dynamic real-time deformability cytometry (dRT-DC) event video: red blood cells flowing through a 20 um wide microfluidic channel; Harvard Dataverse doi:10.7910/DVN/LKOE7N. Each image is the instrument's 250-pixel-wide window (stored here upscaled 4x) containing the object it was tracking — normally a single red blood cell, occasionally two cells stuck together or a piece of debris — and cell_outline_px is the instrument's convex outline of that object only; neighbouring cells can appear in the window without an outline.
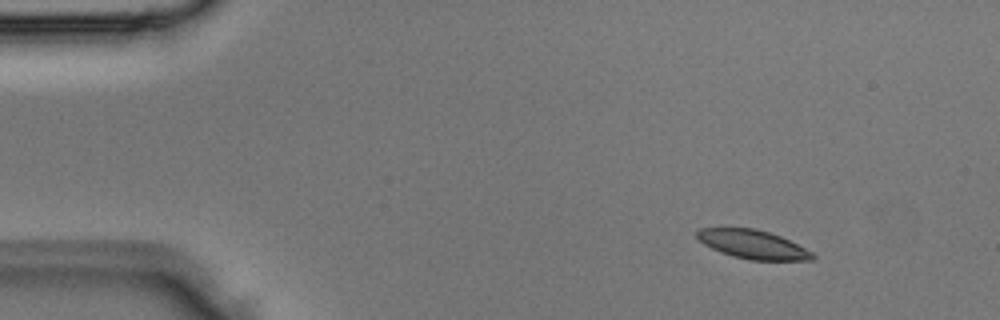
{"species": "Egyptian fruit bat (a non-hibernating species)", "species_latin": "Rousettus aegyptiacus", "temperature_condition": "room temperature", "stored_images_in_passage": 4, "camera_frame_rate_fps": 3000, "um_per_image_px": 0.085, "animal": {"sex": "male"}, "frame": {"image": 1, "passage_image": 1, "time_ms": 0.0, "image_size_px": [1000, 320], "cell_outline_px": [[816, 256], [812, 260], [752, 260], [732, 256], [720, 252], [704, 244], [696, 236], [696, 232], [700, 228], [756, 228], [780, 236], [812, 252]], "centroid_in_image_um": [63.97, 20.77], "position_along_channel_um": 21.0, "area_um2": 19.13}}
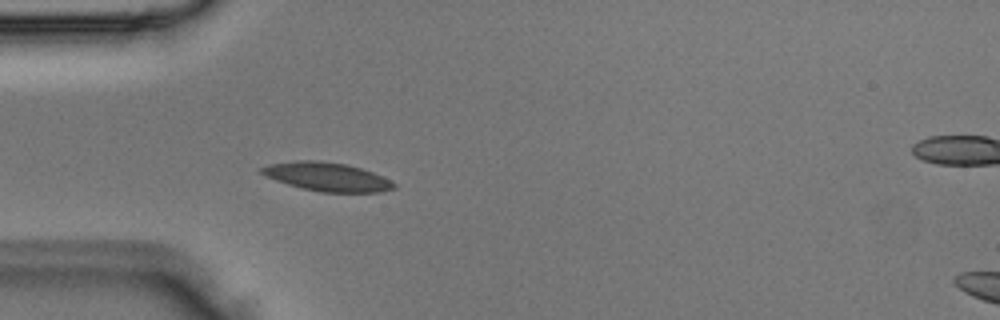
{"frame": {"image": 2, "passage_image": 3, "time_ms": 0.667, "image_size_px": [1000, 320], "cell_outline_px": [[396, 188], [380, 192], [320, 192], [300, 188], [264, 176], [260, 172], [260, 168], [272, 164], [296, 160], [312, 160], [344, 164], [360, 168], [372, 172], [396, 184]], "centroid_in_image_um": [27.77, 15.04], "position_along_channel_um": 57.2, "area_um2": 21.79}}